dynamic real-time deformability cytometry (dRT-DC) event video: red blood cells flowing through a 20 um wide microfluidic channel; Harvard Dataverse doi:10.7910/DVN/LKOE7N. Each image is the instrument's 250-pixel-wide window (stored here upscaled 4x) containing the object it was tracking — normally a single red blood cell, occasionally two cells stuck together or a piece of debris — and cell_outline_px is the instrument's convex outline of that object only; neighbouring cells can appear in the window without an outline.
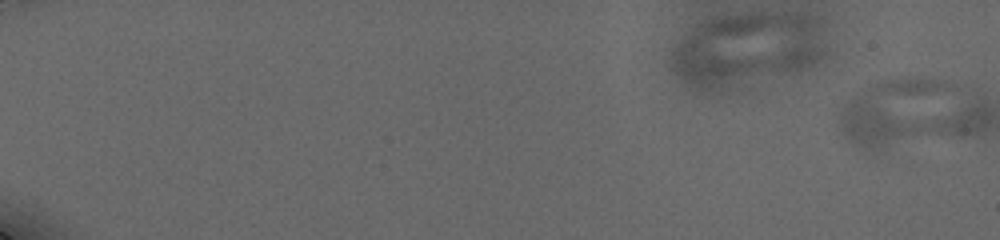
{"species": "human", "species_latin": "Homo sapiens", "temperature_condition": "cold", "stored_images_in_passage": 2, "segment_of_instrument_passage": [1, 2], "camera_frame_rate_fps": 3000, "um_per_image_px": 0.085, "donor": {"sex": "male"}, "frame": {"image": 1, "passage_image": 1, "time_ms": 0.0, "image_size_px": [1000, 240], "cell_outline_px": [[836, 56], [816, 64], [704, 92], [696, 92], [688, 88], [672, 72], [672, 52], [680, 40], [684, 36], [700, 24], [712, 20], [728, 16], [820, 16], [828, 24], [836, 44]], "centroid_in_image_um": [63.73, 4.2], "position_along_channel_um": 21.3, "area_um2": 66.59}}